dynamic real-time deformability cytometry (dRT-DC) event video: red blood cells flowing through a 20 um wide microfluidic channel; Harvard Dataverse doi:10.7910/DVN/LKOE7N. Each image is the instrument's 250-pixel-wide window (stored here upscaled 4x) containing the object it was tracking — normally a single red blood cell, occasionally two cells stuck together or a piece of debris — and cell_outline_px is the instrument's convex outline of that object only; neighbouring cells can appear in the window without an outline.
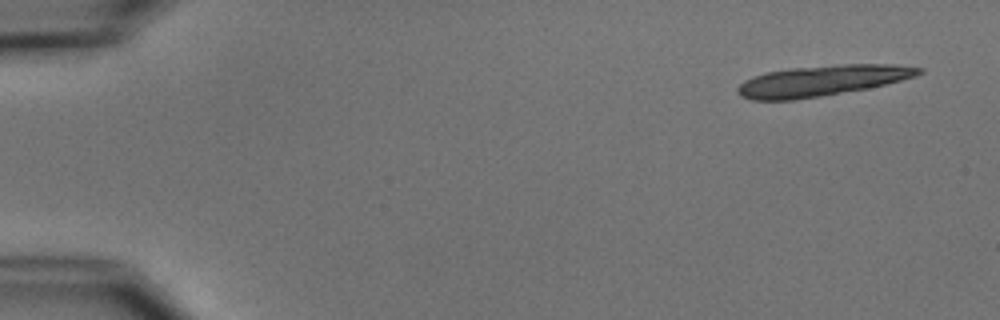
{"species": "common noctule bat (a hibernating species)", "species_latin": "Nyctalus noctula", "temperature_condition": "cold", "stored_images_in_passage": 5, "segment_of_instrument_passage": [1, 2], "camera_frame_rate_fps": 3000, "um_per_image_px": 0.085, "animal": {"sex": "male", "body_mass_g": 15.6}, "frame": {"image": 1, "passage_image": 1, "time_ms": 0.0, "image_size_px": [1000, 320], "cell_outline_px": [[924, 72], [916, 76], [868, 88], [820, 96], [792, 100], [752, 100], [740, 96], [736, 92], [736, 88], [744, 80], [752, 76], [768, 72], [792, 68], [844, 64], [896, 64], [924, 68]], "centroid_in_image_um": [69.86, 6.85], "position_along_channel_um": 15.1, "area_um2": 32.31}}